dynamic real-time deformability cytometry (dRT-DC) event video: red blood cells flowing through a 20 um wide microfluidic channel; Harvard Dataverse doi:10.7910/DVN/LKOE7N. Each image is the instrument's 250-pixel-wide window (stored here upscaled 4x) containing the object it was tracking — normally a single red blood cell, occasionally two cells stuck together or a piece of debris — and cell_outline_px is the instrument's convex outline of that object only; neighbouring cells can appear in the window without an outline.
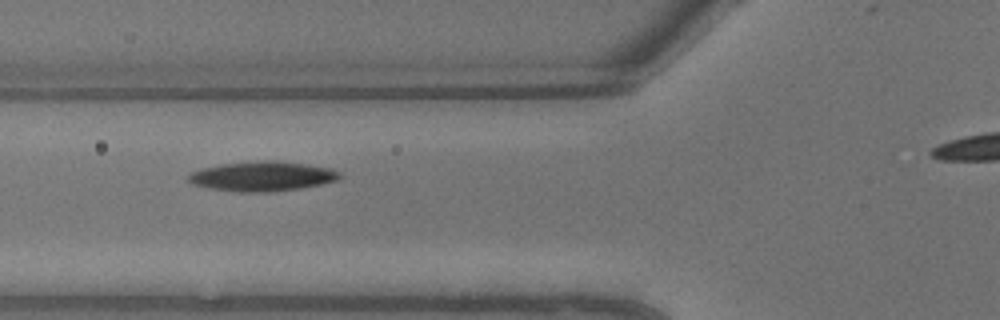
{"species": "common noctule bat (a hibernating species)", "species_latin": "Nyctalus noctula", "temperature_condition": "warm", "stored_images_in_passage": 6, "camera_frame_rate_fps": 3000, "um_per_image_px": 0.085, "animal": {"sex": "male", "body_mass_g": 13.3}, "frame": {"image": 1, "passage_image": 5, "time_ms": 1.333, "image_size_px": [1000, 320], "cell_outline_px": [[340, 180], [300, 188], [272, 192], [236, 192], [212, 188], [192, 184], [188, 180], [188, 176], [192, 172], [200, 168], [224, 164], [264, 160], [272, 160], [304, 164], [332, 168], [340, 172]], "centroid_in_image_um": [22.31, 14.99], "position_along_channel_um": 103.5, "area_um2": 26.07}}
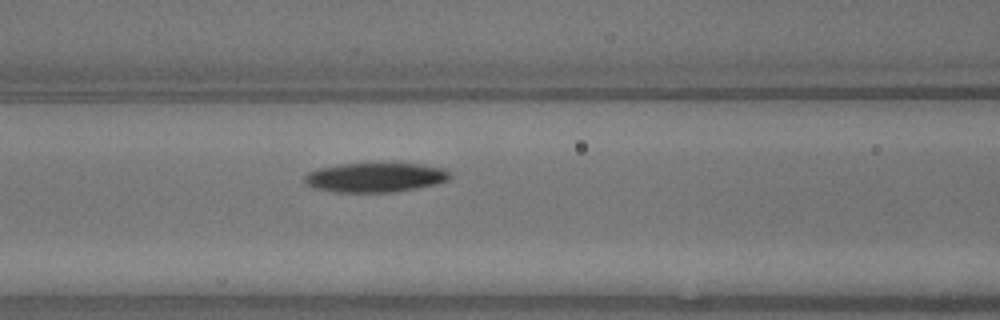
{"frame": {"image": 2, "passage_image": 6, "time_ms": 1.667, "image_size_px": [1000, 320], "cell_outline_px": [[452, 176], [448, 180], [436, 184], [396, 192], [332, 192], [312, 188], [304, 180], [304, 176], [308, 172], [320, 168], [340, 164], [420, 164], [448, 168], [452, 172]], "centroid_in_image_um": [31.95, 15.09], "position_along_channel_um": 134.7, "area_um2": 25.09}}